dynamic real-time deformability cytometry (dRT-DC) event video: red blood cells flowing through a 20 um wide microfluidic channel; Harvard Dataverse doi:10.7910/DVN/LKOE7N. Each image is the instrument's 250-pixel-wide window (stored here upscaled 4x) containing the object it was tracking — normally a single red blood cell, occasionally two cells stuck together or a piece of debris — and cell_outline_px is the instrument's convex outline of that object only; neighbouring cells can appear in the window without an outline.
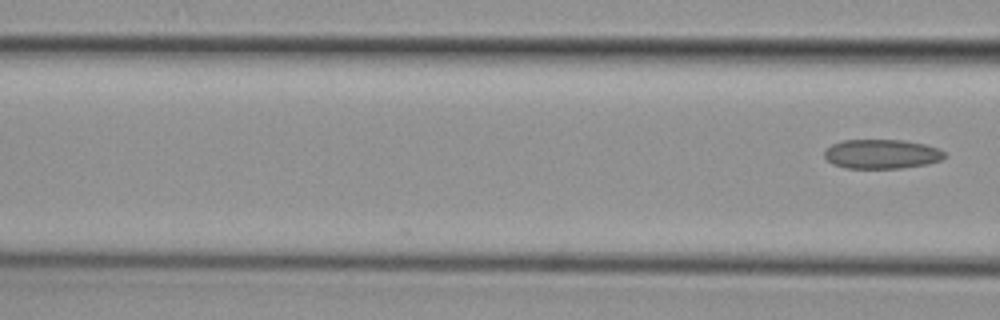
{"species": "common noctule bat (a hibernating species)", "species_latin": "Nyctalus noctula", "temperature_condition": "cold", "stored_images_in_passage": 4, "camera_frame_rate_fps": 3000, "um_per_image_px": 0.085, "animal": {"sex": "female", "body_mass_g": 29.2, "forearm_length_mm": 56.3}, "frame": {"image": 1, "passage_image": 4, "time_ms": 1.0, "image_size_px": [1000, 320], "cell_outline_px": [[944, 156], [940, 160], [928, 164], [900, 168], [844, 168], [832, 164], [824, 156], [824, 148], [832, 144], [844, 140], [904, 140], [924, 144], [940, 148], [944, 152]], "centroid_in_image_um": [74.91, 13.09], "position_along_channel_um": 91.7, "area_um2": 20.63}}